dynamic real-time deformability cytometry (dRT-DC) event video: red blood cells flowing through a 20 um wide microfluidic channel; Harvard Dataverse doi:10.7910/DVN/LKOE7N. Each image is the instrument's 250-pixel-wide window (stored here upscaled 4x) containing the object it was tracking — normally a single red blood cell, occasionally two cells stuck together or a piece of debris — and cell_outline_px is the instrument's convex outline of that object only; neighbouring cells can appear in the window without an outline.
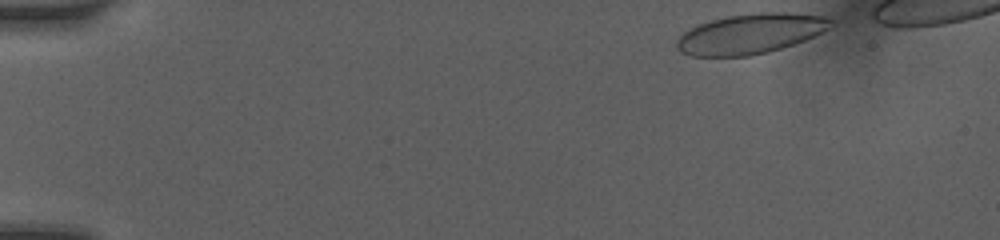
{"species": "human", "species_latin": "Homo sapiens", "temperature_condition": "room temperature", "stored_images_in_passage": 76, "camera_frame_rate_fps": 3000, "um_per_image_px": 0.085, "donor": {"sex": "female"}, "frame": {"image": 1, "passage_image": 1, "time_ms": 0.0, "image_size_px": [1000, 240], "cell_outline_px": [[836, 20], [828, 28], [804, 40], [768, 52], [748, 56], [692, 56], [680, 52], [676, 48], [676, 40], [684, 32], [696, 24], [728, 16], [752, 12], [788, 12], [824, 16]], "centroid_in_image_um": [63.76, 2.86], "position_along_channel_um": 21.2, "area_um2": 35.95}}
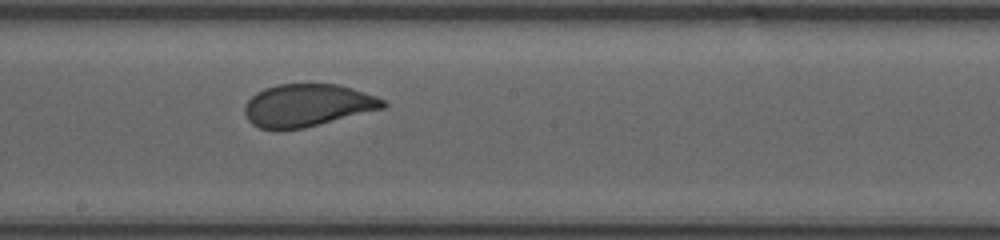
{"frame": {"image": 2, "passage_image": 48, "time_ms": 7.667, "image_size_px": [1000, 240], "cell_outline_px": [[388, 104], [384, 108], [304, 128], [276, 132], [260, 128], [252, 124], [248, 120], [244, 112], [244, 104], [256, 92], [264, 88], [276, 84], [340, 84], [376, 96], [384, 100]], "centroid_in_image_um": [26.08, 8.97], "position_along_channel_um": 222.1, "area_um2": 34.74}}
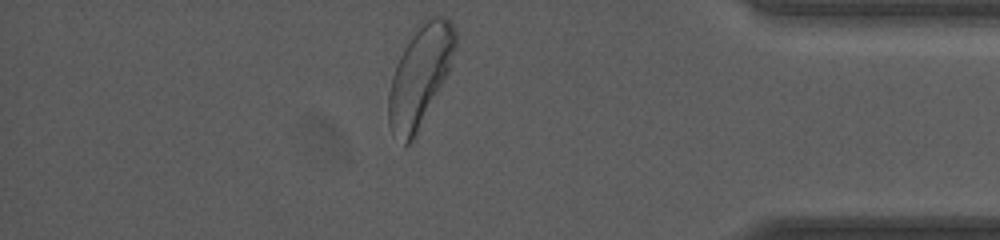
{"frame": {"image": 3, "passage_image": 75, "time_ms": 12.667, "image_size_px": [1000, 240], "cell_outline_px": [[456, 48], [448, 72], [416, 136], [404, 148], [392, 132], [388, 124], [388, 92], [392, 76], [396, 64], [416, 24], [424, 16], [444, 16], [456, 28]], "centroid_in_image_um": [35.68, 6.42], "position_along_channel_um": 399.5, "area_um2": 39.48}, "authors_computed_cell_mechanics": {"area_um2": 35.7782, "velocity_mm_per_s": 4.0886, "shape_relaxation_time_tau1_ms": 4.4966, "shape_relaxation_time_tau2_ms": null, "deformation_change_tau1": 0.1324, "deformation_change_tau2": null}}